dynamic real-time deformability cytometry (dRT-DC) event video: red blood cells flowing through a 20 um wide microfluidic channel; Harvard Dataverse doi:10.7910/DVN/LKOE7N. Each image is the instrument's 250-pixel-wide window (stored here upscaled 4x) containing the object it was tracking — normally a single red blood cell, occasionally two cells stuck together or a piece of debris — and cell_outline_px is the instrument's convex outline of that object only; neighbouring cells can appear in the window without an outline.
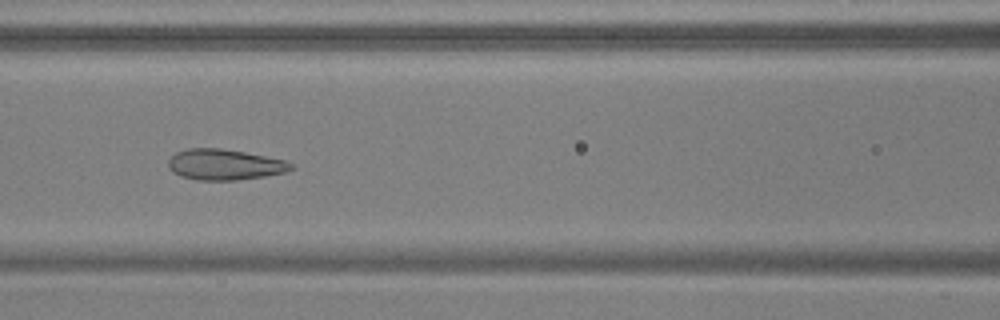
{"species": "common noctule bat (a hibernating species)", "species_latin": "Nyctalus noctula", "temperature_condition": "warm", "stored_images_in_passage": 54, "camera_frame_rate_fps": 3000, "um_per_image_px": 0.085, "animal": {"sex": "male", "body_mass_g": 17.9, "forearm_length_mm": 54.2}, "frame": {"image": 1, "passage_image": 24, "time_ms": 7.667, "image_size_px": [1000, 320], "cell_outline_px": [[296, 168], [284, 172], [264, 176], [236, 180], [196, 180], [180, 176], [172, 172], [168, 168], [168, 160], [176, 152], [188, 148], [220, 148], [244, 152], [284, 160], [296, 164]], "centroid_in_image_um": [19.08, 13.99], "position_along_channel_um": 147.5, "area_um2": 22.08}}
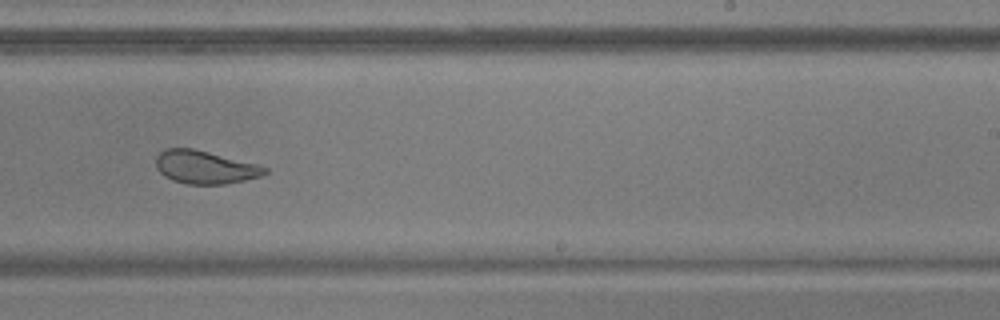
{"frame": {"image": 2, "passage_image": 34, "time_ms": 11.0, "image_size_px": [1000, 320], "cell_outline_px": [[268, 172], [260, 176], [228, 184], [188, 184], [172, 180], [164, 176], [156, 168], [156, 156], [164, 148], [192, 148], [260, 164], [268, 168]], "centroid_in_image_um": [17.43, 14.21], "position_along_channel_um": 271.6, "area_um2": 21.15}}
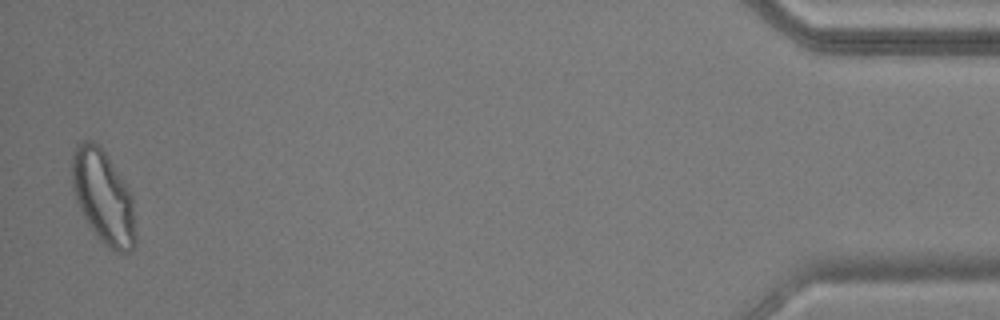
{"frame": {"image": 3, "passage_image": 53, "time_ms": 17.333, "image_size_px": [1000, 320], "cell_outline_px": [[136, 240], [132, 248], [128, 252], [116, 252], [104, 244], [96, 236], [88, 224], [76, 200], [72, 188], [72, 152], [76, 144], [84, 140], [92, 140], [108, 156], [128, 188], [132, 196], [136, 236]], "centroid_in_image_um": [8.77, 16.74], "position_along_channel_um": 426.4, "area_um2": 34.45}, "authors_computed_cell_mechanics": {"area_um2": 26.299, "velocity_mm_per_s": 3.7343, "shape_relaxation_time_tau1_ms": 8.4099, "shape_relaxation_time_tau2_ms": 0.8205, "deformation_change_tau1": 0.1564, "deformation_change_tau2": 0.0659}}